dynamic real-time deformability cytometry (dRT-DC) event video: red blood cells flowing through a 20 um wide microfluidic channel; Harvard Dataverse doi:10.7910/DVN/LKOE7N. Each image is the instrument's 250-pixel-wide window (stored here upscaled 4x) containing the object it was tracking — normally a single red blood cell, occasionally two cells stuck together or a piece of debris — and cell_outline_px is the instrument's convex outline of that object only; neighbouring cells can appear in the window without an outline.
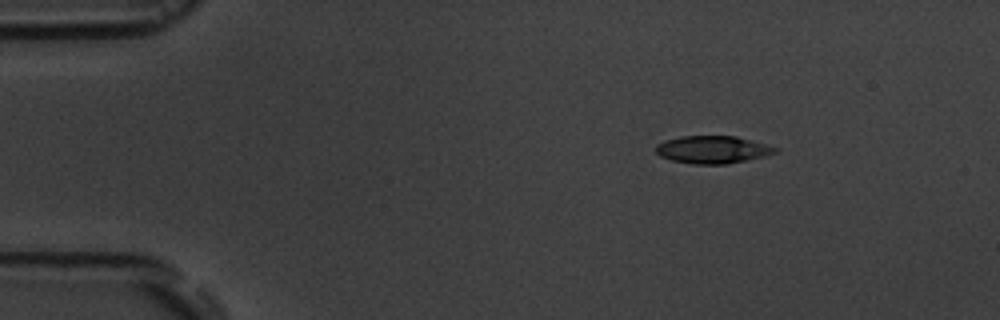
{"species": "common noctule bat (a hibernating species)", "species_latin": "Nyctalus noctula", "temperature_condition": "room temperature", "stored_images_in_passage": 3, "camera_frame_rate_fps": 3000, "um_per_image_px": 0.085, "animal": {"sex": "male", "body_mass_g": 19.5, "forearm_length_mm": 54.6}, "frame": {"image": 1, "passage_image": 1, "time_ms": 0.0, "image_size_px": [1000, 320], "cell_outline_px": [[780, 148], [776, 152], [764, 156], [728, 164], [692, 164], [672, 160], [660, 156], [656, 152], [656, 144], [664, 140], [680, 136], [736, 136]], "centroid_in_image_um": [60.55, 12.71], "position_along_channel_um": 24.4, "area_um2": 19.19}}